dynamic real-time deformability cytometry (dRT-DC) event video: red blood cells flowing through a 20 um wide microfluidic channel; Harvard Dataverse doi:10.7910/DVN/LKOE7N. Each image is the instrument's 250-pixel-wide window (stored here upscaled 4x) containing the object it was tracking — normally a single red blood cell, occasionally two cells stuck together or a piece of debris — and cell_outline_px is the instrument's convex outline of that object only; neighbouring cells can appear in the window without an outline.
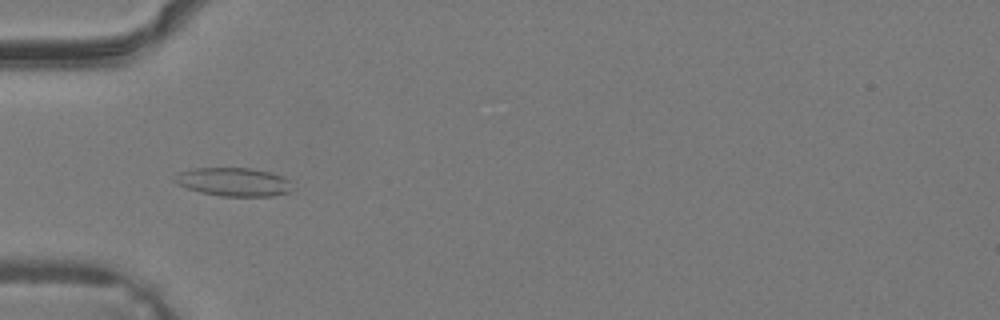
{"species": "common noctule bat (a hibernating species)", "species_latin": "Nyctalus noctula", "temperature_condition": "warm", "stored_images_in_passage": 29, "camera_frame_rate_fps": 3000, "um_per_image_px": 0.085, "animal": {"sex": "male", "body_mass_g": 19.2, "forearm_length_mm": 51.8}, "frame": {"image": 1, "passage_image": 4, "time_ms": 1.0, "image_size_px": [1000, 320], "cell_outline_px": [[288, 192], [272, 196], [220, 196], [200, 192], [188, 188], [172, 180], [176, 172], [196, 168], [252, 168], [268, 172], [280, 176], [288, 180]], "centroid_in_image_um": [19.77, 15.45], "position_along_channel_um": 65.2, "area_um2": 19.19}}
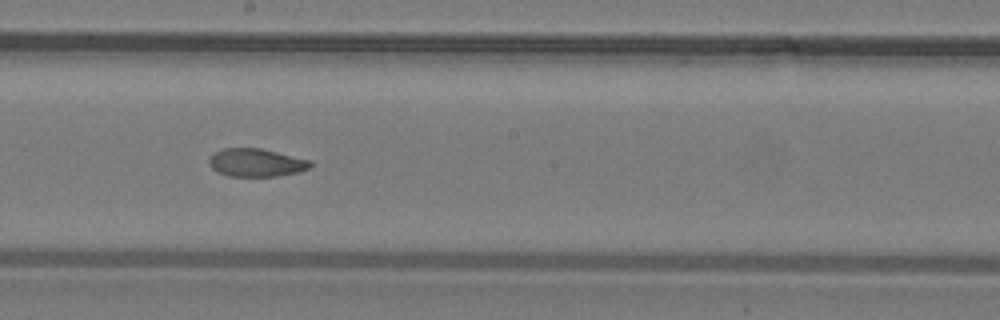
{"frame": {"image": 2, "passage_image": 13, "time_ms": 4.0, "image_size_px": [1000, 320], "cell_outline_px": [[312, 164], [308, 168], [296, 172], [276, 176], [228, 176], [212, 168], [208, 164], [208, 160], [216, 152], [224, 148], [260, 148], [312, 160]], "centroid_in_image_um": [21.78, 13.82], "position_along_channel_um": 226.4, "area_um2": 16.36}}
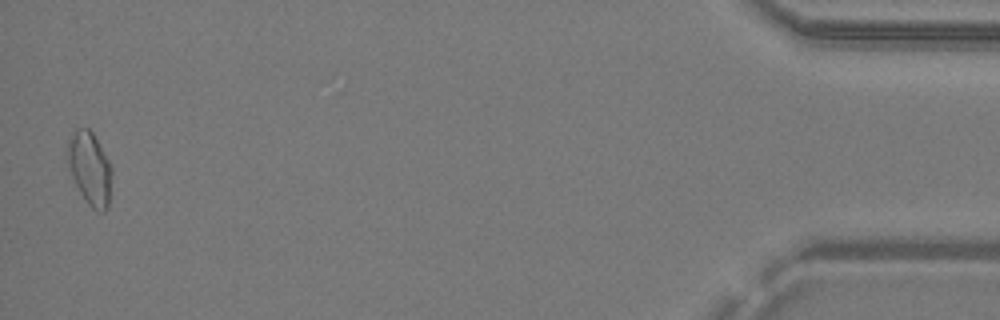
{"frame": {"image": 3, "passage_image": 29, "time_ms": 9.333, "image_size_px": [1000, 320], "cell_outline_px": [[112, 172], [108, 208], [104, 212], [100, 212], [92, 208], [88, 204], [80, 192], [72, 176], [68, 160], [68, 144], [76, 128], [88, 128], [92, 132], [108, 160], [112, 168]], "centroid_in_image_um": [7.66, 14.35], "position_along_channel_um": 427.5, "area_um2": 18.38}}